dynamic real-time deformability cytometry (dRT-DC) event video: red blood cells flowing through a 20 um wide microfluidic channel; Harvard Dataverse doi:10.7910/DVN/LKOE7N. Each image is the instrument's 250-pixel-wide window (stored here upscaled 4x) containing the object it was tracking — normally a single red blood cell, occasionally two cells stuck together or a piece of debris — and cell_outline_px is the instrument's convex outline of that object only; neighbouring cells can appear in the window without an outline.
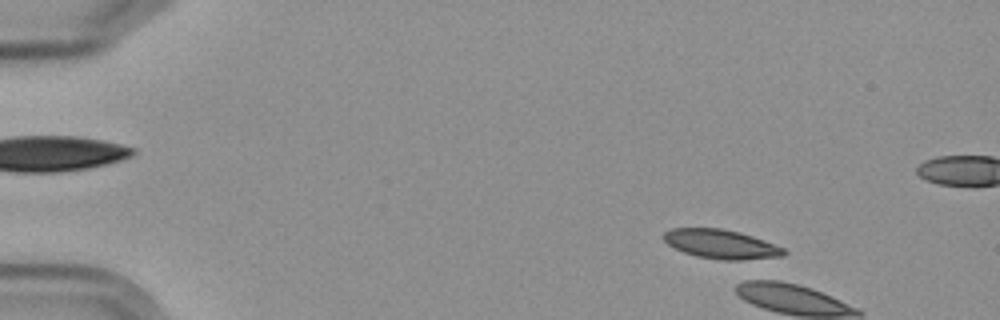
{"species": "Egyptian fruit bat (a non-hibernating species)", "species_latin": "Rousettus aegyptiacus", "temperature_condition": "cold", "stored_images_in_passage": 6, "camera_frame_rate_fps": 3000, "um_per_image_px": 0.085, "frame": {"image": 1, "passage_image": 2, "time_ms": 1.333, "image_size_px": [1000, 320], "cell_outline_px": [[788, 252], [784, 256], [740, 260], [720, 260], [696, 256], [684, 252], [668, 244], [664, 240], [664, 232], [672, 228], [720, 228], [740, 232], [764, 240], [784, 248]], "centroid_in_image_um": [61.31, 20.75], "position_along_channel_um": 23.7, "area_um2": 20.35}}